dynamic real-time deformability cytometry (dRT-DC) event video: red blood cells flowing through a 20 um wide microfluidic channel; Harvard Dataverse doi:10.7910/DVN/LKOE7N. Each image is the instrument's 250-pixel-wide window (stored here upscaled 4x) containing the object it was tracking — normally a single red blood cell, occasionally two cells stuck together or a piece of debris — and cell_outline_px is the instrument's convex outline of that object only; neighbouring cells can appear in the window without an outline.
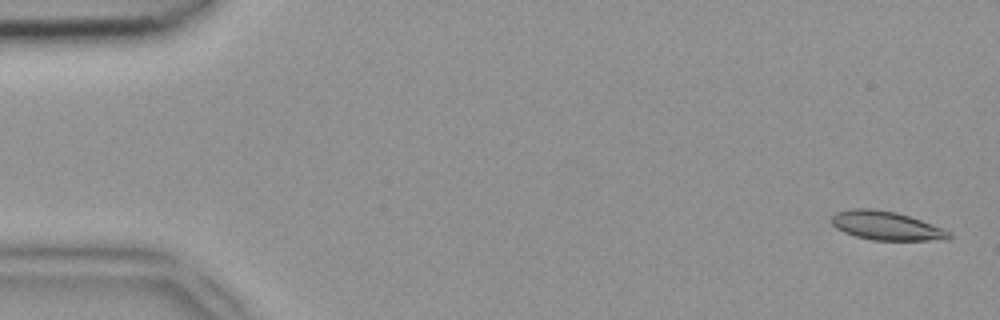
{"species": "common noctule bat (a hibernating species)", "species_latin": "Nyctalus noctula", "temperature_condition": "room temperature", "stored_images_in_passage": 48, "camera_frame_rate_fps": 3000, "um_per_image_px": 0.085, "animal": {"sex": "female", "body_mass_g": 18.4}, "frame": {"image": 1, "passage_image": 2, "time_ms": 0.333, "image_size_px": [1000, 320], "cell_outline_px": [[952, 236], [948, 240], [872, 240], [856, 236], [844, 232], [836, 228], [832, 224], [832, 216], [836, 212], [852, 208], [872, 208], [896, 212], [920, 220], [952, 232]], "centroid_in_image_um": [75.33, 19.19], "position_along_channel_um": 9.7, "area_um2": 19.65}}
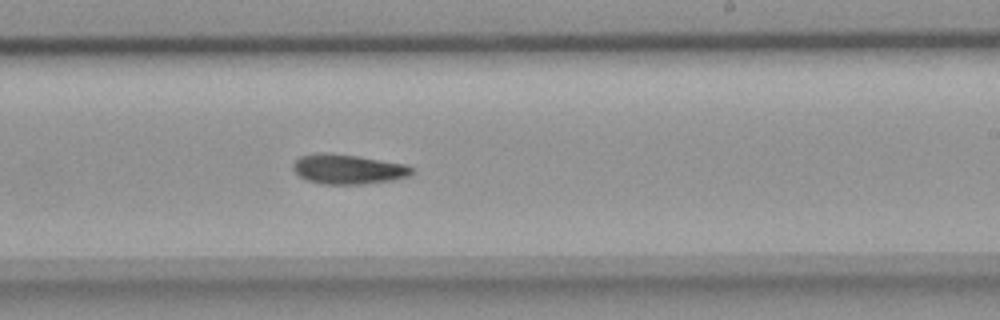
{"frame": {"image": 2, "passage_image": 29, "time_ms": 9.333, "image_size_px": [1000, 320], "cell_outline_px": [[412, 172], [408, 176], [392, 180], [360, 184], [324, 184], [308, 180], [300, 176], [292, 168], [292, 164], [300, 156], [320, 152], [328, 152], [360, 156], [404, 164], [412, 168]], "centroid_in_image_um": [29.55, 14.36], "position_along_channel_um": 259.5, "area_um2": 20.46}}
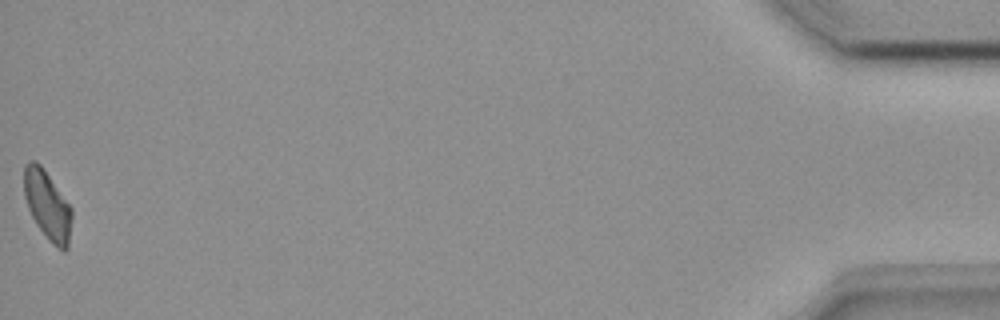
{"frame": {"image": 3, "passage_image": 48, "time_ms": 15.667, "image_size_px": [1000, 320], "cell_outline_px": [[72, 216], [68, 248], [64, 252], [48, 240], [36, 224], [28, 208], [24, 196], [24, 164], [28, 160], [36, 160], [44, 168], [72, 208]], "centroid_in_image_um": [4.02, 17.42], "position_along_channel_um": 431.2, "area_um2": 19.36}}